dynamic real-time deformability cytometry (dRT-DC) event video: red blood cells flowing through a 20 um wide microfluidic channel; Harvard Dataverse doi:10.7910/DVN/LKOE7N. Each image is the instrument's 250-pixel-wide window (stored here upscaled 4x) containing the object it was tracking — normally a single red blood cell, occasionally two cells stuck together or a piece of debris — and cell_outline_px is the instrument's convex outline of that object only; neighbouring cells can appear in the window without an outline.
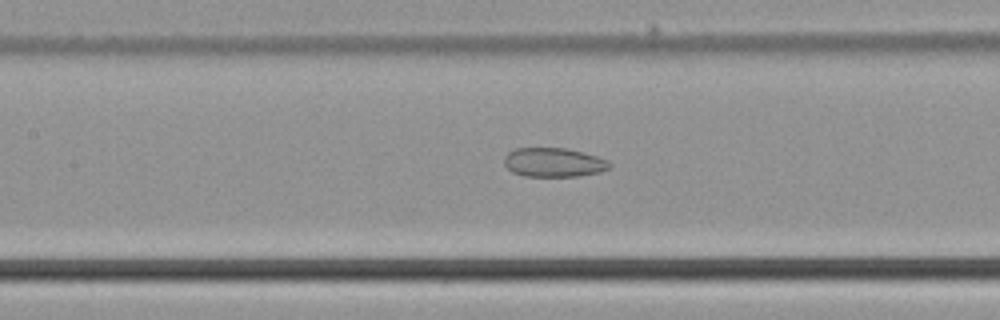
{"species": "common noctule bat (a hibernating species)", "species_latin": "Nyctalus noctula", "temperature_condition": "cold", "stored_images_in_passage": 12, "camera_frame_rate_fps": 3000, "um_per_image_px": 0.085, "animal": {"sex": "male", "body_mass_g": 21.5, "forearm_length_mm": 52.0}, "frame": {"image": 1, "passage_image": 10, "time_ms": 3.0, "image_size_px": [1000, 320], "cell_outline_px": [[612, 164], [608, 168], [600, 172], [576, 176], [524, 176], [512, 172], [504, 164], [504, 156], [508, 152], [516, 148], [568, 148], [596, 156], [608, 160]], "centroid_in_image_um": [47.05, 13.8], "position_along_channel_um": 160.4, "area_um2": 17.86}}